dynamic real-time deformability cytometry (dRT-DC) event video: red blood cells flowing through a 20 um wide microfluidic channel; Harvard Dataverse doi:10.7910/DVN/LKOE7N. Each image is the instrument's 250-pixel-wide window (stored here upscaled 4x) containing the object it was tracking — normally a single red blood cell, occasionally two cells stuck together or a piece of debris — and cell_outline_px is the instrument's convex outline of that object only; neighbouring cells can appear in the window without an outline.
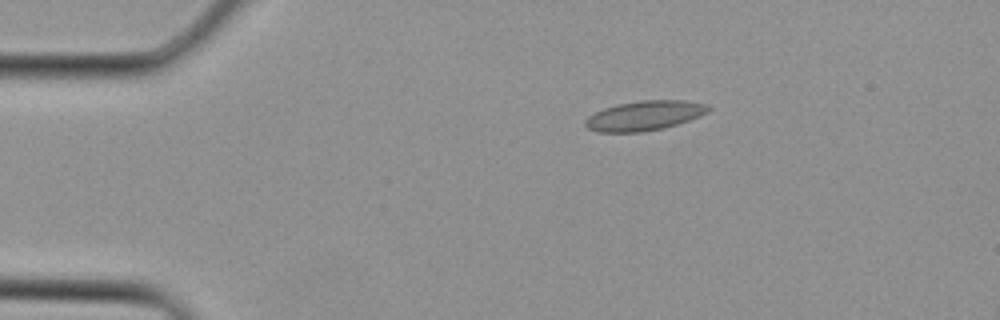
{"species": "Egyptian fruit bat (a non-hibernating species)", "species_latin": "Rousettus aegyptiacus", "temperature_condition": "cold", "stored_images_in_passage": 2, "camera_frame_rate_fps": 3000, "um_per_image_px": 0.085, "animal": {"sex": "female"}, "frame": {"image": 1, "passage_image": 2, "time_ms": 0.333, "image_size_px": [1000, 320], "cell_outline_px": [[712, 108], [708, 112], [700, 116], [664, 128], [644, 132], [596, 132], [588, 128], [584, 124], [584, 120], [588, 116], [604, 108], [616, 104], [640, 100], [684, 100], [708, 104]], "centroid_in_image_um": [54.78, 9.82], "position_along_channel_um": 30.2, "area_um2": 21.44}}